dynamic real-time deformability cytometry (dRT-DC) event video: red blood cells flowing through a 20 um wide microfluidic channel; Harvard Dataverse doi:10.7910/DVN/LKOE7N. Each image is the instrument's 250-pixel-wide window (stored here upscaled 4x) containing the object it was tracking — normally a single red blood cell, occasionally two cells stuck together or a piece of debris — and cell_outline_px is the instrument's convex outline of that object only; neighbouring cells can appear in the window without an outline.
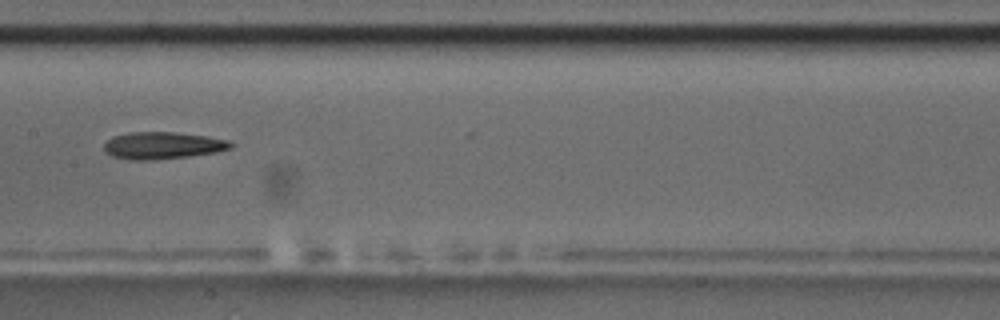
{"species": "common noctule bat (a hibernating species)", "species_latin": "Nyctalus noctula", "temperature_condition": "room temperature", "stored_images_in_passage": 10, "camera_frame_rate_fps": 3000, "um_per_image_px": 0.085, "animal": {"sex": "male", "body_mass_g": 17.5, "forearm_length_mm": 52.3}, "frame": {"image": 1, "passage_image": 9, "time_ms": 9.333, "image_size_px": [1000, 320], "cell_outline_px": [[236, 144], [232, 148], [216, 152], [188, 156], [152, 160], [128, 160], [112, 156], [104, 152], [104, 144], [112, 136], [128, 132], [176, 132], [208, 136], [228, 140]], "centroid_in_image_um": [13.82, 12.36], "position_along_channel_um": 193.6, "area_um2": 20.23}}